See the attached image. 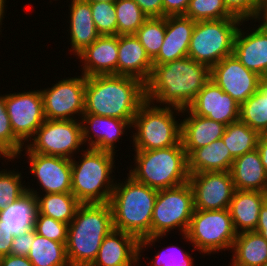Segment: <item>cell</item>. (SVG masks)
Returning a JSON list of instances; mask_svg holds the SVG:
<instances>
[{
  "instance_id": "6da1fadb",
  "label": "cell",
  "mask_w": 267,
  "mask_h": 266,
  "mask_svg": "<svg viewBox=\"0 0 267 266\" xmlns=\"http://www.w3.org/2000/svg\"><path fill=\"white\" fill-rule=\"evenodd\" d=\"M210 80V68L184 57L164 64H153L145 83L146 100L165 106L187 108ZM156 100V101H155Z\"/></svg>"
},
{
  "instance_id": "7a4b0ae2",
  "label": "cell",
  "mask_w": 267,
  "mask_h": 266,
  "mask_svg": "<svg viewBox=\"0 0 267 266\" xmlns=\"http://www.w3.org/2000/svg\"><path fill=\"white\" fill-rule=\"evenodd\" d=\"M146 101L145 83L122 75L86 77L84 114L114 117L131 124Z\"/></svg>"
},
{
  "instance_id": "3957f363",
  "label": "cell",
  "mask_w": 267,
  "mask_h": 266,
  "mask_svg": "<svg viewBox=\"0 0 267 266\" xmlns=\"http://www.w3.org/2000/svg\"><path fill=\"white\" fill-rule=\"evenodd\" d=\"M113 229L109 203L80 204L68 224L66 254L70 266H90Z\"/></svg>"
},
{
  "instance_id": "277c9868",
  "label": "cell",
  "mask_w": 267,
  "mask_h": 266,
  "mask_svg": "<svg viewBox=\"0 0 267 266\" xmlns=\"http://www.w3.org/2000/svg\"><path fill=\"white\" fill-rule=\"evenodd\" d=\"M125 182H115L109 204L113 228L135 236L139 241L151 237L152 212L158 190L127 174Z\"/></svg>"
},
{
  "instance_id": "5b68a950",
  "label": "cell",
  "mask_w": 267,
  "mask_h": 266,
  "mask_svg": "<svg viewBox=\"0 0 267 266\" xmlns=\"http://www.w3.org/2000/svg\"><path fill=\"white\" fill-rule=\"evenodd\" d=\"M114 158L115 153L87 147L80 161L71 159V192L81 204L109 203Z\"/></svg>"
},
{
  "instance_id": "8992f818",
  "label": "cell",
  "mask_w": 267,
  "mask_h": 266,
  "mask_svg": "<svg viewBox=\"0 0 267 266\" xmlns=\"http://www.w3.org/2000/svg\"><path fill=\"white\" fill-rule=\"evenodd\" d=\"M135 168L129 175L148 187L161 190L182 185L189 180L188 159L183 144L135 151Z\"/></svg>"
},
{
  "instance_id": "52a82bcc",
  "label": "cell",
  "mask_w": 267,
  "mask_h": 266,
  "mask_svg": "<svg viewBox=\"0 0 267 266\" xmlns=\"http://www.w3.org/2000/svg\"><path fill=\"white\" fill-rule=\"evenodd\" d=\"M194 210V195L189 182L158 190L152 212L151 237L139 241V260L142 249L155 244L157 239H163L172 229L179 227V231L186 234Z\"/></svg>"
},
{
  "instance_id": "ba28073f",
  "label": "cell",
  "mask_w": 267,
  "mask_h": 266,
  "mask_svg": "<svg viewBox=\"0 0 267 266\" xmlns=\"http://www.w3.org/2000/svg\"><path fill=\"white\" fill-rule=\"evenodd\" d=\"M173 111L182 113L180 108L157 106L147 100L140 106L131 124L137 128L131 137L135 151L167 148L181 141V122L175 120Z\"/></svg>"
},
{
  "instance_id": "9c48e42d",
  "label": "cell",
  "mask_w": 267,
  "mask_h": 266,
  "mask_svg": "<svg viewBox=\"0 0 267 266\" xmlns=\"http://www.w3.org/2000/svg\"><path fill=\"white\" fill-rule=\"evenodd\" d=\"M243 24L237 18L195 22L188 57L210 69L233 54L236 32Z\"/></svg>"
},
{
  "instance_id": "30bf717a",
  "label": "cell",
  "mask_w": 267,
  "mask_h": 266,
  "mask_svg": "<svg viewBox=\"0 0 267 266\" xmlns=\"http://www.w3.org/2000/svg\"><path fill=\"white\" fill-rule=\"evenodd\" d=\"M191 242L193 250L201 254L231 250L237 237L231 215L227 209L194 210L189 228L183 236Z\"/></svg>"
},
{
  "instance_id": "8fae6325",
  "label": "cell",
  "mask_w": 267,
  "mask_h": 266,
  "mask_svg": "<svg viewBox=\"0 0 267 266\" xmlns=\"http://www.w3.org/2000/svg\"><path fill=\"white\" fill-rule=\"evenodd\" d=\"M81 120L46 119L32 141L25 144L26 153L60 156L72 159L83 145ZM73 154V155H72Z\"/></svg>"
},
{
  "instance_id": "7c38bea8",
  "label": "cell",
  "mask_w": 267,
  "mask_h": 266,
  "mask_svg": "<svg viewBox=\"0 0 267 266\" xmlns=\"http://www.w3.org/2000/svg\"><path fill=\"white\" fill-rule=\"evenodd\" d=\"M86 76L68 77L41 90L45 119L75 120L84 114ZM78 113V114H77Z\"/></svg>"
},
{
  "instance_id": "4fadbf2b",
  "label": "cell",
  "mask_w": 267,
  "mask_h": 266,
  "mask_svg": "<svg viewBox=\"0 0 267 266\" xmlns=\"http://www.w3.org/2000/svg\"><path fill=\"white\" fill-rule=\"evenodd\" d=\"M5 104L14 135L23 144L31 141L46 120L41 89L6 94Z\"/></svg>"
},
{
  "instance_id": "5bb4252c",
  "label": "cell",
  "mask_w": 267,
  "mask_h": 266,
  "mask_svg": "<svg viewBox=\"0 0 267 266\" xmlns=\"http://www.w3.org/2000/svg\"><path fill=\"white\" fill-rule=\"evenodd\" d=\"M261 78L247 69L234 54L223 58L210 69V79L239 105L259 89Z\"/></svg>"
},
{
  "instance_id": "9a60e30c",
  "label": "cell",
  "mask_w": 267,
  "mask_h": 266,
  "mask_svg": "<svg viewBox=\"0 0 267 266\" xmlns=\"http://www.w3.org/2000/svg\"><path fill=\"white\" fill-rule=\"evenodd\" d=\"M197 210L227 209L235 192L230 171L189 174Z\"/></svg>"
},
{
  "instance_id": "2e32d148",
  "label": "cell",
  "mask_w": 267,
  "mask_h": 266,
  "mask_svg": "<svg viewBox=\"0 0 267 266\" xmlns=\"http://www.w3.org/2000/svg\"><path fill=\"white\" fill-rule=\"evenodd\" d=\"M187 109L195 115L207 117L226 126L239 121L240 105L211 79Z\"/></svg>"
},
{
  "instance_id": "e0dca14e",
  "label": "cell",
  "mask_w": 267,
  "mask_h": 266,
  "mask_svg": "<svg viewBox=\"0 0 267 266\" xmlns=\"http://www.w3.org/2000/svg\"><path fill=\"white\" fill-rule=\"evenodd\" d=\"M25 154L30 171L45 194L71 192V159L40 153Z\"/></svg>"
},
{
  "instance_id": "ac0fdd59",
  "label": "cell",
  "mask_w": 267,
  "mask_h": 266,
  "mask_svg": "<svg viewBox=\"0 0 267 266\" xmlns=\"http://www.w3.org/2000/svg\"><path fill=\"white\" fill-rule=\"evenodd\" d=\"M82 139L88 148L116 153L114 148L131 123L114 117L83 114L81 117ZM88 124V125H86ZM94 132L91 134V132ZM91 134V135H90Z\"/></svg>"
},
{
  "instance_id": "d6986e66",
  "label": "cell",
  "mask_w": 267,
  "mask_h": 266,
  "mask_svg": "<svg viewBox=\"0 0 267 266\" xmlns=\"http://www.w3.org/2000/svg\"><path fill=\"white\" fill-rule=\"evenodd\" d=\"M139 240L126 232L112 229L103 239L90 266H140Z\"/></svg>"
},
{
  "instance_id": "ffe728a7",
  "label": "cell",
  "mask_w": 267,
  "mask_h": 266,
  "mask_svg": "<svg viewBox=\"0 0 267 266\" xmlns=\"http://www.w3.org/2000/svg\"><path fill=\"white\" fill-rule=\"evenodd\" d=\"M86 77L117 75L118 35H100L78 55Z\"/></svg>"
},
{
  "instance_id": "44dd1931",
  "label": "cell",
  "mask_w": 267,
  "mask_h": 266,
  "mask_svg": "<svg viewBox=\"0 0 267 266\" xmlns=\"http://www.w3.org/2000/svg\"><path fill=\"white\" fill-rule=\"evenodd\" d=\"M252 30L246 33L239 26L233 54L247 69L262 78L267 77V31L261 25Z\"/></svg>"
},
{
  "instance_id": "7402d4cb",
  "label": "cell",
  "mask_w": 267,
  "mask_h": 266,
  "mask_svg": "<svg viewBox=\"0 0 267 266\" xmlns=\"http://www.w3.org/2000/svg\"><path fill=\"white\" fill-rule=\"evenodd\" d=\"M195 21L184 15L166 16L163 44L153 64H164L188 56Z\"/></svg>"
},
{
  "instance_id": "603a6c76",
  "label": "cell",
  "mask_w": 267,
  "mask_h": 266,
  "mask_svg": "<svg viewBox=\"0 0 267 266\" xmlns=\"http://www.w3.org/2000/svg\"><path fill=\"white\" fill-rule=\"evenodd\" d=\"M153 62L135 34L118 35L117 75L130 76L146 83Z\"/></svg>"
},
{
  "instance_id": "cb8c5ba5",
  "label": "cell",
  "mask_w": 267,
  "mask_h": 266,
  "mask_svg": "<svg viewBox=\"0 0 267 266\" xmlns=\"http://www.w3.org/2000/svg\"><path fill=\"white\" fill-rule=\"evenodd\" d=\"M188 115L181 122V142L187 157L195 150L211 144L223 136L226 125L207 117L191 113L187 108L182 113Z\"/></svg>"
},
{
  "instance_id": "d4e9b609",
  "label": "cell",
  "mask_w": 267,
  "mask_h": 266,
  "mask_svg": "<svg viewBox=\"0 0 267 266\" xmlns=\"http://www.w3.org/2000/svg\"><path fill=\"white\" fill-rule=\"evenodd\" d=\"M266 200L267 192L235 190L228 210L237 233L256 229L260 209Z\"/></svg>"
},
{
  "instance_id": "484cf974",
  "label": "cell",
  "mask_w": 267,
  "mask_h": 266,
  "mask_svg": "<svg viewBox=\"0 0 267 266\" xmlns=\"http://www.w3.org/2000/svg\"><path fill=\"white\" fill-rule=\"evenodd\" d=\"M70 10V44L75 55L90 46L99 36L92 17L90 3L86 0H71Z\"/></svg>"
},
{
  "instance_id": "4316f807",
  "label": "cell",
  "mask_w": 267,
  "mask_h": 266,
  "mask_svg": "<svg viewBox=\"0 0 267 266\" xmlns=\"http://www.w3.org/2000/svg\"><path fill=\"white\" fill-rule=\"evenodd\" d=\"M230 173L235 190L267 192V172L256 149L235 158Z\"/></svg>"
},
{
  "instance_id": "83f0119b",
  "label": "cell",
  "mask_w": 267,
  "mask_h": 266,
  "mask_svg": "<svg viewBox=\"0 0 267 266\" xmlns=\"http://www.w3.org/2000/svg\"><path fill=\"white\" fill-rule=\"evenodd\" d=\"M187 159L189 174L230 171L234 161L222 138L195 149Z\"/></svg>"
},
{
  "instance_id": "f1b7e54d",
  "label": "cell",
  "mask_w": 267,
  "mask_h": 266,
  "mask_svg": "<svg viewBox=\"0 0 267 266\" xmlns=\"http://www.w3.org/2000/svg\"><path fill=\"white\" fill-rule=\"evenodd\" d=\"M230 266H267V240L255 231L237 233Z\"/></svg>"
},
{
  "instance_id": "f546056e",
  "label": "cell",
  "mask_w": 267,
  "mask_h": 266,
  "mask_svg": "<svg viewBox=\"0 0 267 266\" xmlns=\"http://www.w3.org/2000/svg\"><path fill=\"white\" fill-rule=\"evenodd\" d=\"M28 193L36 198L37 212L55 220L70 224L78 206L81 204L72 192L45 194L43 197L34 190L26 187ZM38 193V194H37Z\"/></svg>"
},
{
  "instance_id": "4dcf8cb0",
  "label": "cell",
  "mask_w": 267,
  "mask_h": 266,
  "mask_svg": "<svg viewBox=\"0 0 267 266\" xmlns=\"http://www.w3.org/2000/svg\"><path fill=\"white\" fill-rule=\"evenodd\" d=\"M37 212L36 198L33 194L26 193L18 201L6 206L0 212L4 225L16 236L33 228Z\"/></svg>"
},
{
  "instance_id": "1f68e13d",
  "label": "cell",
  "mask_w": 267,
  "mask_h": 266,
  "mask_svg": "<svg viewBox=\"0 0 267 266\" xmlns=\"http://www.w3.org/2000/svg\"><path fill=\"white\" fill-rule=\"evenodd\" d=\"M239 120L259 134H267V77L261 78L259 89L240 105Z\"/></svg>"
},
{
  "instance_id": "d6a6232c",
  "label": "cell",
  "mask_w": 267,
  "mask_h": 266,
  "mask_svg": "<svg viewBox=\"0 0 267 266\" xmlns=\"http://www.w3.org/2000/svg\"><path fill=\"white\" fill-rule=\"evenodd\" d=\"M66 243L56 242L35 233L27 258L34 266H70Z\"/></svg>"
},
{
  "instance_id": "836d02e7",
  "label": "cell",
  "mask_w": 267,
  "mask_h": 266,
  "mask_svg": "<svg viewBox=\"0 0 267 266\" xmlns=\"http://www.w3.org/2000/svg\"><path fill=\"white\" fill-rule=\"evenodd\" d=\"M259 136L260 134L256 130L239 120L227 125L221 138L229 149L230 155L235 159L254 151Z\"/></svg>"
},
{
  "instance_id": "e575fe53",
  "label": "cell",
  "mask_w": 267,
  "mask_h": 266,
  "mask_svg": "<svg viewBox=\"0 0 267 266\" xmlns=\"http://www.w3.org/2000/svg\"><path fill=\"white\" fill-rule=\"evenodd\" d=\"M166 31V17L148 18L137 30L135 36L149 58L153 60L159 53Z\"/></svg>"
},
{
  "instance_id": "d590c367",
  "label": "cell",
  "mask_w": 267,
  "mask_h": 266,
  "mask_svg": "<svg viewBox=\"0 0 267 266\" xmlns=\"http://www.w3.org/2000/svg\"><path fill=\"white\" fill-rule=\"evenodd\" d=\"M117 35L135 34L148 19L134 0H115Z\"/></svg>"
},
{
  "instance_id": "8d00e7d4",
  "label": "cell",
  "mask_w": 267,
  "mask_h": 266,
  "mask_svg": "<svg viewBox=\"0 0 267 266\" xmlns=\"http://www.w3.org/2000/svg\"><path fill=\"white\" fill-rule=\"evenodd\" d=\"M25 146L15 135L11 127L5 104V95H0V158L13 160L21 155Z\"/></svg>"
},
{
  "instance_id": "74e56055",
  "label": "cell",
  "mask_w": 267,
  "mask_h": 266,
  "mask_svg": "<svg viewBox=\"0 0 267 266\" xmlns=\"http://www.w3.org/2000/svg\"><path fill=\"white\" fill-rule=\"evenodd\" d=\"M184 16L195 22L235 18L227 11L223 0H190Z\"/></svg>"
},
{
  "instance_id": "f35d334b",
  "label": "cell",
  "mask_w": 267,
  "mask_h": 266,
  "mask_svg": "<svg viewBox=\"0 0 267 266\" xmlns=\"http://www.w3.org/2000/svg\"><path fill=\"white\" fill-rule=\"evenodd\" d=\"M22 175L18 171L2 169L0 171V212L8 205L18 201L27 193L26 186L21 183Z\"/></svg>"
},
{
  "instance_id": "ab89813d",
  "label": "cell",
  "mask_w": 267,
  "mask_h": 266,
  "mask_svg": "<svg viewBox=\"0 0 267 266\" xmlns=\"http://www.w3.org/2000/svg\"><path fill=\"white\" fill-rule=\"evenodd\" d=\"M89 3L98 33L100 35H117L115 1Z\"/></svg>"
},
{
  "instance_id": "60d3db41",
  "label": "cell",
  "mask_w": 267,
  "mask_h": 266,
  "mask_svg": "<svg viewBox=\"0 0 267 266\" xmlns=\"http://www.w3.org/2000/svg\"><path fill=\"white\" fill-rule=\"evenodd\" d=\"M36 234L44 236L50 240L66 243L68 224L55 220L51 217L36 213L33 223Z\"/></svg>"
},
{
  "instance_id": "b9f144b4",
  "label": "cell",
  "mask_w": 267,
  "mask_h": 266,
  "mask_svg": "<svg viewBox=\"0 0 267 266\" xmlns=\"http://www.w3.org/2000/svg\"><path fill=\"white\" fill-rule=\"evenodd\" d=\"M263 0H223L227 11L235 18L243 21L255 20L259 15Z\"/></svg>"
},
{
  "instance_id": "7bdbcfd3",
  "label": "cell",
  "mask_w": 267,
  "mask_h": 266,
  "mask_svg": "<svg viewBox=\"0 0 267 266\" xmlns=\"http://www.w3.org/2000/svg\"><path fill=\"white\" fill-rule=\"evenodd\" d=\"M165 249L166 251L162 250L161 252L160 250L159 253H156L155 258L150 261L152 266H194V258L191 257L189 252L182 251L174 245Z\"/></svg>"
},
{
  "instance_id": "ee69618b",
  "label": "cell",
  "mask_w": 267,
  "mask_h": 266,
  "mask_svg": "<svg viewBox=\"0 0 267 266\" xmlns=\"http://www.w3.org/2000/svg\"><path fill=\"white\" fill-rule=\"evenodd\" d=\"M34 240V229L22 232L13 237L11 254L15 256H27Z\"/></svg>"
},
{
  "instance_id": "f6af8a7d",
  "label": "cell",
  "mask_w": 267,
  "mask_h": 266,
  "mask_svg": "<svg viewBox=\"0 0 267 266\" xmlns=\"http://www.w3.org/2000/svg\"><path fill=\"white\" fill-rule=\"evenodd\" d=\"M163 17L185 15L190 0H162Z\"/></svg>"
},
{
  "instance_id": "bcb514c9",
  "label": "cell",
  "mask_w": 267,
  "mask_h": 266,
  "mask_svg": "<svg viewBox=\"0 0 267 266\" xmlns=\"http://www.w3.org/2000/svg\"><path fill=\"white\" fill-rule=\"evenodd\" d=\"M141 10L151 17H163V1L162 0H134Z\"/></svg>"
},
{
  "instance_id": "7dc6e473",
  "label": "cell",
  "mask_w": 267,
  "mask_h": 266,
  "mask_svg": "<svg viewBox=\"0 0 267 266\" xmlns=\"http://www.w3.org/2000/svg\"><path fill=\"white\" fill-rule=\"evenodd\" d=\"M14 235L4 225V220L0 218V258L11 254V245Z\"/></svg>"
},
{
  "instance_id": "c3c4849f",
  "label": "cell",
  "mask_w": 267,
  "mask_h": 266,
  "mask_svg": "<svg viewBox=\"0 0 267 266\" xmlns=\"http://www.w3.org/2000/svg\"><path fill=\"white\" fill-rule=\"evenodd\" d=\"M0 266H34L27 256H15L12 254L0 258Z\"/></svg>"
},
{
  "instance_id": "681fc988",
  "label": "cell",
  "mask_w": 267,
  "mask_h": 266,
  "mask_svg": "<svg viewBox=\"0 0 267 266\" xmlns=\"http://www.w3.org/2000/svg\"><path fill=\"white\" fill-rule=\"evenodd\" d=\"M254 231L267 240V200L260 209L258 224Z\"/></svg>"
},
{
  "instance_id": "f907efd6",
  "label": "cell",
  "mask_w": 267,
  "mask_h": 266,
  "mask_svg": "<svg viewBox=\"0 0 267 266\" xmlns=\"http://www.w3.org/2000/svg\"><path fill=\"white\" fill-rule=\"evenodd\" d=\"M256 150L259 152L261 162L267 172V134H260Z\"/></svg>"
},
{
  "instance_id": "816d5d0a",
  "label": "cell",
  "mask_w": 267,
  "mask_h": 266,
  "mask_svg": "<svg viewBox=\"0 0 267 266\" xmlns=\"http://www.w3.org/2000/svg\"><path fill=\"white\" fill-rule=\"evenodd\" d=\"M257 20H260V25L267 31V0L262 1L260 12L256 21Z\"/></svg>"
},
{
  "instance_id": "f5cc1de1",
  "label": "cell",
  "mask_w": 267,
  "mask_h": 266,
  "mask_svg": "<svg viewBox=\"0 0 267 266\" xmlns=\"http://www.w3.org/2000/svg\"><path fill=\"white\" fill-rule=\"evenodd\" d=\"M5 2H6V0H0V26L2 25V22L1 21L3 20V18L5 16L4 13H6L5 10H4L6 8ZM0 32H1V30H0Z\"/></svg>"
},
{
  "instance_id": "db71d44e",
  "label": "cell",
  "mask_w": 267,
  "mask_h": 266,
  "mask_svg": "<svg viewBox=\"0 0 267 266\" xmlns=\"http://www.w3.org/2000/svg\"><path fill=\"white\" fill-rule=\"evenodd\" d=\"M86 1H88V2H102V1L110 2V1H115V0H86Z\"/></svg>"
}]
</instances>
